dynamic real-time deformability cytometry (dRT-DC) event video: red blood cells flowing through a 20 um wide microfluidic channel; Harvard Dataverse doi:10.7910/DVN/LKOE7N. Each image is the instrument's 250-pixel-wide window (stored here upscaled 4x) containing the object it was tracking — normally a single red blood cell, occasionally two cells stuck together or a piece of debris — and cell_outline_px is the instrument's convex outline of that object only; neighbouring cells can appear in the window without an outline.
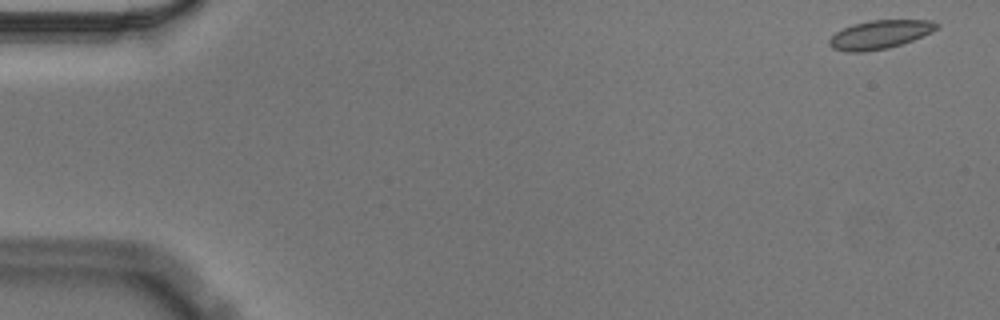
{"species": "Egyptian fruit bat (a non-hibernating species)", "species_latin": "Rousettus aegyptiacus", "temperature_condition": "cold", "stored_images_in_passage": 56, "camera_frame_rate_fps": 3000, "um_per_image_px": 0.085, "animal": {"sex": "male"}, "frame": {"image": 1, "passage_image": 1, "time_ms": 0.0, "image_size_px": [1000, 320], "cell_outline_px": [[940, 24], [932, 32], [912, 40], [888, 48], [864, 52], [844, 52], [832, 48], [828, 44], [828, 40], [836, 32], [852, 24], [868, 20], [932, 20]], "centroid_in_image_um": [74.75, 2.93], "position_along_channel_um": 10.2, "area_um2": 17.92}}
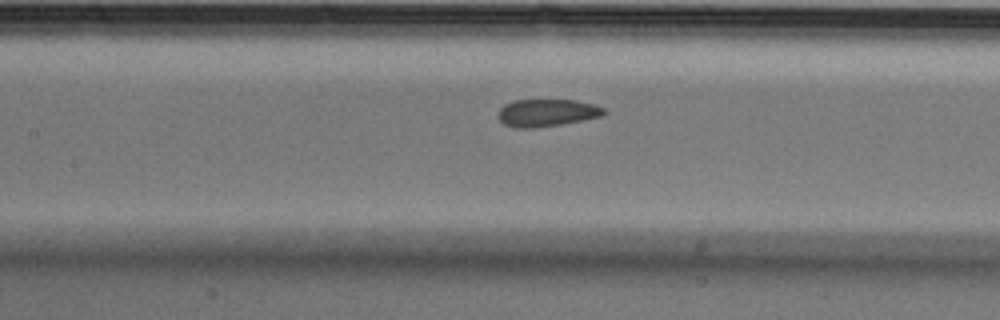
{"frame": {"image": 2, "passage_image": 25, "time_ms": 8.0, "image_size_px": [1000, 320], "cell_outline_px": [[608, 112], [600, 116], [584, 120], [536, 128], [516, 128], [504, 124], [496, 116], [500, 108], [504, 104], [516, 100], [576, 100], [592, 104], [604, 108]], "centroid_in_image_um": [46.46, 9.59], "position_along_channel_um": 160.9, "area_um2": 16.94}}
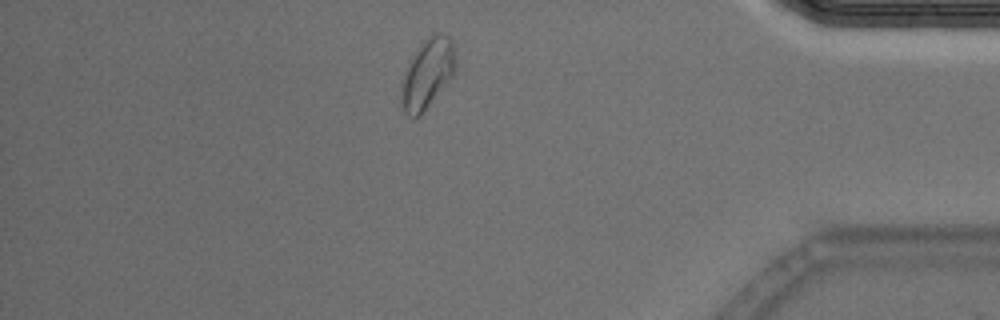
{"frame": {"image": 3, "passage_image": 48, "time_ms": 15.667, "image_size_px": [1000, 320], "cell_outline_px": [[456, 68], [452, 76], [420, 116], [408, 116], [404, 112], [400, 96], [400, 92], [404, 72], [416, 48], [432, 32], [436, 32], [448, 36], [452, 40], [456, 60]], "centroid_in_image_um": [36.32, 6.22], "position_along_channel_um": 398.9, "area_um2": 22.02}, "authors_computed_cell_mechanics": {"area_um2": 17.7157, "velocity_mm_per_s": 3.5376, "shape_relaxation_time_tau1_ms": null, "shape_relaxation_time_tau2_ms": 1.0545, "deformation_change_tau1": null, "deformation_change_tau2": 0.0556}}